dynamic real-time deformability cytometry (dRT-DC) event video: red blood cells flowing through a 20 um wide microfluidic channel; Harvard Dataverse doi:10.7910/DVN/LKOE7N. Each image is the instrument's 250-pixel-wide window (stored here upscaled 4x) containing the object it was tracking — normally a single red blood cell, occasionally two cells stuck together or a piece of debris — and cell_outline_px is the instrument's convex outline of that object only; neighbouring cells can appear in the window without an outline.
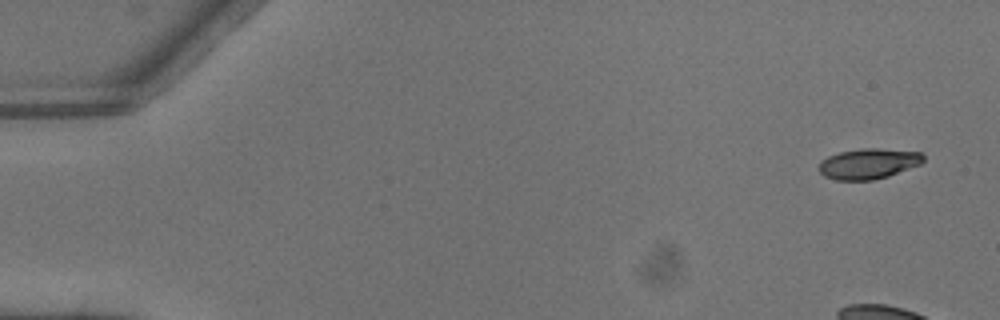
{"species": "common noctule bat (a hibernating species)", "species_latin": "Nyctalus noctula", "temperature_condition": "warm", "stored_images_in_passage": 5, "camera_frame_rate_fps": 3000, "um_per_image_px": 0.085, "animal": {"sex": "male", "body_mass_g": 13.3}, "frame": {"image": 1, "passage_image": 1, "time_ms": 0.0, "image_size_px": [1000, 320], "cell_outline_px": [[924, 160], [920, 164], [888, 176], [872, 180], [836, 180], [824, 176], [816, 168], [828, 156], [840, 152], [860, 148], [876, 148], [920, 152], [924, 156]], "centroid_in_image_um": [73.8, 13.91], "position_along_channel_um": 11.2, "area_um2": 18.44}}